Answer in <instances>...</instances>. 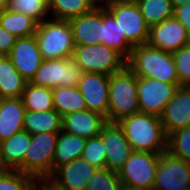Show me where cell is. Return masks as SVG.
I'll return each instance as SVG.
<instances>
[{
  "mask_svg": "<svg viewBox=\"0 0 190 190\" xmlns=\"http://www.w3.org/2000/svg\"><path fill=\"white\" fill-rule=\"evenodd\" d=\"M133 151L161 154L168 150V136L160 117L142 112L118 122Z\"/></svg>",
  "mask_w": 190,
  "mask_h": 190,
  "instance_id": "cell-1",
  "label": "cell"
},
{
  "mask_svg": "<svg viewBox=\"0 0 190 190\" xmlns=\"http://www.w3.org/2000/svg\"><path fill=\"white\" fill-rule=\"evenodd\" d=\"M127 66L137 77L180 84L172 53L142 44L133 47Z\"/></svg>",
  "mask_w": 190,
  "mask_h": 190,
  "instance_id": "cell-2",
  "label": "cell"
},
{
  "mask_svg": "<svg viewBox=\"0 0 190 190\" xmlns=\"http://www.w3.org/2000/svg\"><path fill=\"white\" fill-rule=\"evenodd\" d=\"M138 112L137 76L126 65L110 75L108 123H118Z\"/></svg>",
  "mask_w": 190,
  "mask_h": 190,
  "instance_id": "cell-3",
  "label": "cell"
},
{
  "mask_svg": "<svg viewBox=\"0 0 190 190\" xmlns=\"http://www.w3.org/2000/svg\"><path fill=\"white\" fill-rule=\"evenodd\" d=\"M34 36L44 60L73 56L75 44L69 21L50 17L38 23Z\"/></svg>",
  "mask_w": 190,
  "mask_h": 190,
  "instance_id": "cell-4",
  "label": "cell"
},
{
  "mask_svg": "<svg viewBox=\"0 0 190 190\" xmlns=\"http://www.w3.org/2000/svg\"><path fill=\"white\" fill-rule=\"evenodd\" d=\"M103 5L114 16L121 35L132 47L147 44L150 26L135 1L106 0Z\"/></svg>",
  "mask_w": 190,
  "mask_h": 190,
  "instance_id": "cell-5",
  "label": "cell"
},
{
  "mask_svg": "<svg viewBox=\"0 0 190 190\" xmlns=\"http://www.w3.org/2000/svg\"><path fill=\"white\" fill-rule=\"evenodd\" d=\"M58 133L44 132L31 135V145L26 151L19 172L33 176L37 180L48 179L53 174V160Z\"/></svg>",
  "mask_w": 190,
  "mask_h": 190,
  "instance_id": "cell-6",
  "label": "cell"
},
{
  "mask_svg": "<svg viewBox=\"0 0 190 190\" xmlns=\"http://www.w3.org/2000/svg\"><path fill=\"white\" fill-rule=\"evenodd\" d=\"M73 57L84 73L112 75L127 65V60L102 43L75 46Z\"/></svg>",
  "mask_w": 190,
  "mask_h": 190,
  "instance_id": "cell-7",
  "label": "cell"
},
{
  "mask_svg": "<svg viewBox=\"0 0 190 190\" xmlns=\"http://www.w3.org/2000/svg\"><path fill=\"white\" fill-rule=\"evenodd\" d=\"M83 74V70L73 56L43 60L30 83L50 88L77 87Z\"/></svg>",
  "mask_w": 190,
  "mask_h": 190,
  "instance_id": "cell-8",
  "label": "cell"
},
{
  "mask_svg": "<svg viewBox=\"0 0 190 190\" xmlns=\"http://www.w3.org/2000/svg\"><path fill=\"white\" fill-rule=\"evenodd\" d=\"M160 154L132 151L118 171L121 184L132 188L153 190Z\"/></svg>",
  "mask_w": 190,
  "mask_h": 190,
  "instance_id": "cell-9",
  "label": "cell"
},
{
  "mask_svg": "<svg viewBox=\"0 0 190 190\" xmlns=\"http://www.w3.org/2000/svg\"><path fill=\"white\" fill-rule=\"evenodd\" d=\"M180 84L157 79L137 77V94L140 112L160 117Z\"/></svg>",
  "mask_w": 190,
  "mask_h": 190,
  "instance_id": "cell-10",
  "label": "cell"
},
{
  "mask_svg": "<svg viewBox=\"0 0 190 190\" xmlns=\"http://www.w3.org/2000/svg\"><path fill=\"white\" fill-rule=\"evenodd\" d=\"M190 188V162L166 150L160 154L153 190Z\"/></svg>",
  "mask_w": 190,
  "mask_h": 190,
  "instance_id": "cell-11",
  "label": "cell"
},
{
  "mask_svg": "<svg viewBox=\"0 0 190 190\" xmlns=\"http://www.w3.org/2000/svg\"><path fill=\"white\" fill-rule=\"evenodd\" d=\"M147 44L173 53L190 44V34L178 20L172 17L150 27Z\"/></svg>",
  "mask_w": 190,
  "mask_h": 190,
  "instance_id": "cell-12",
  "label": "cell"
},
{
  "mask_svg": "<svg viewBox=\"0 0 190 190\" xmlns=\"http://www.w3.org/2000/svg\"><path fill=\"white\" fill-rule=\"evenodd\" d=\"M110 75L84 73L77 88L85 99L87 110L106 117L108 122Z\"/></svg>",
  "mask_w": 190,
  "mask_h": 190,
  "instance_id": "cell-13",
  "label": "cell"
},
{
  "mask_svg": "<svg viewBox=\"0 0 190 190\" xmlns=\"http://www.w3.org/2000/svg\"><path fill=\"white\" fill-rule=\"evenodd\" d=\"M99 135L107 152L105 168L118 172L133 151L123 129L118 123H107Z\"/></svg>",
  "mask_w": 190,
  "mask_h": 190,
  "instance_id": "cell-14",
  "label": "cell"
},
{
  "mask_svg": "<svg viewBox=\"0 0 190 190\" xmlns=\"http://www.w3.org/2000/svg\"><path fill=\"white\" fill-rule=\"evenodd\" d=\"M97 168L83 158L58 167L48 178L62 190H86Z\"/></svg>",
  "mask_w": 190,
  "mask_h": 190,
  "instance_id": "cell-15",
  "label": "cell"
},
{
  "mask_svg": "<svg viewBox=\"0 0 190 190\" xmlns=\"http://www.w3.org/2000/svg\"><path fill=\"white\" fill-rule=\"evenodd\" d=\"M7 56L27 82L32 80L44 60L34 35L17 38Z\"/></svg>",
  "mask_w": 190,
  "mask_h": 190,
  "instance_id": "cell-16",
  "label": "cell"
},
{
  "mask_svg": "<svg viewBox=\"0 0 190 190\" xmlns=\"http://www.w3.org/2000/svg\"><path fill=\"white\" fill-rule=\"evenodd\" d=\"M75 46L101 43L103 4H98L90 12L69 20Z\"/></svg>",
  "mask_w": 190,
  "mask_h": 190,
  "instance_id": "cell-17",
  "label": "cell"
},
{
  "mask_svg": "<svg viewBox=\"0 0 190 190\" xmlns=\"http://www.w3.org/2000/svg\"><path fill=\"white\" fill-rule=\"evenodd\" d=\"M160 120L167 136L176 130L190 126V86H179L166 105Z\"/></svg>",
  "mask_w": 190,
  "mask_h": 190,
  "instance_id": "cell-18",
  "label": "cell"
},
{
  "mask_svg": "<svg viewBox=\"0 0 190 190\" xmlns=\"http://www.w3.org/2000/svg\"><path fill=\"white\" fill-rule=\"evenodd\" d=\"M107 123L106 117L86 109L63 116L62 130L66 133L88 139L99 136L102 128Z\"/></svg>",
  "mask_w": 190,
  "mask_h": 190,
  "instance_id": "cell-19",
  "label": "cell"
},
{
  "mask_svg": "<svg viewBox=\"0 0 190 190\" xmlns=\"http://www.w3.org/2000/svg\"><path fill=\"white\" fill-rule=\"evenodd\" d=\"M26 109L22 98L0 99V140L4 141L24 130Z\"/></svg>",
  "mask_w": 190,
  "mask_h": 190,
  "instance_id": "cell-20",
  "label": "cell"
},
{
  "mask_svg": "<svg viewBox=\"0 0 190 190\" xmlns=\"http://www.w3.org/2000/svg\"><path fill=\"white\" fill-rule=\"evenodd\" d=\"M30 145L31 135L24 130L2 141V170H17L24 162L26 151Z\"/></svg>",
  "mask_w": 190,
  "mask_h": 190,
  "instance_id": "cell-21",
  "label": "cell"
},
{
  "mask_svg": "<svg viewBox=\"0 0 190 190\" xmlns=\"http://www.w3.org/2000/svg\"><path fill=\"white\" fill-rule=\"evenodd\" d=\"M86 139L64 132L58 133L55 156L53 160V172L60 166L68 164L77 158H81L85 148Z\"/></svg>",
  "mask_w": 190,
  "mask_h": 190,
  "instance_id": "cell-22",
  "label": "cell"
},
{
  "mask_svg": "<svg viewBox=\"0 0 190 190\" xmlns=\"http://www.w3.org/2000/svg\"><path fill=\"white\" fill-rule=\"evenodd\" d=\"M23 127L30 135L59 133L62 131V116L55 109L42 112L26 111Z\"/></svg>",
  "mask_w": 190,
  "mask_h": 190,
  "instance_id": "cell-23",
  "label": "cell"
},
{
  "mask_svg": "<svg viewBox=\"0 0 190 190\" xmlns=\"http://www.w3.org/2000/svg\"><path fill=\"white\" fill-rule=\"evenodd\" d=\"M26 83L9 57L0 56V99L20 98Z\"/></svg>",
  "mask_w": 190,
  "mask_h": 190,
  "instance_id": "cell-24",
  "label": "cell"
},
{
  "mask_svg": "<svg viewBox=\"0 0 190 190\" xmlns=\"http://www.w3.org/2000/svg\"><path fill=\"white\" fill-rule=\"evenodd\" d=\"M101 43L117 51L126 60L130 58L133 47L126 41L124 35H121L114 16L104 5Z\"/></svg>",
  "mask_w": 190,
  "mask_h": 190,
  "instance_id": "cell-25",
  "label": "cell"
},
{
  "mask_svg": "<svg viewBox=\"0 0 190 190\" xmlns=\"http://www.w3.org/2000/svg\"><path fill=\"white\" fill-rule=\"evenodd\" d=\"M53 105L62 117L87 109L85 99L77 87L53 88Z\"/></svg>",
  "mask_w": 190,
  "mask_h": 190,
  "instance_id": "cell-26",
  "label": "cell"
},
{
  "mask_svg": "<svg viewBox=\"0 0 190 190\" xmlns=\"http://www.w3.org/2000/svg\"><path fill=\"white\" fill-rule=\"evenodd\" d=\"M0 25L17 38H22L35 35L38 22L24 13L6 9L0 13Z\"/></svg>",
  "mask_w": 190,
  "mask_h": 190,
  "instance_id": "cell-27",
  "label": "cell"
},
{
  "mask_svg": "<svg viewBox=\"0 0 190 190\" xmlns=\"http://www.w3.org/2000/svg\"><path fill=\"white\" fill-rule=\"evenodd\" d=\"M98 3L95 0H49L51 18L67 20L90 12Z\"/></svg>",
  "mask_w": 190,
  "mask_h": 190,
  "instance_id": "cell-28",
  "label": "cell"
},
{
  "mask_svg": "<svg viewBox=\"0 0 190 190\" xmlns=\"http://www.w3.org/2000/svg\"><path fill=\"white\" fill-rule=\"evenodd\" d=\"M26 111H50L54 109L53 88L36 86L27 82L22 93Z\"/></svg>",
  "mask_w": 190,
  "mask_h": 190,
  "instance_id": "cell-29",
  "label": "cell"
},
{
  "mask_svg": "<svg viewBox=\"0 0 190 190\" xmlns=\"http://www.w3.org/2000/svg\"><path fill=\"white\" fill-rule=\"evenodd\" d=\"M135 2L150 27L173 17L174 7L170 0H135Z\"/></svg>",
  "mask_w": 190,
  "mask_h": 190,
  "instance_id": "cell-30",
  "label": "cell"
},
{
  "mask_svg": "<svg viewBox=\"0 0 190 190\" xmlns=\"http://www.w3.org/2000/svg\"><path fill=\"white\" fill-rule=\"evenodd\" d=\"M8 10L24 13L38 23L50 18L49 0H8Z\"/></svg>",
  "mask_w": 190,
  "mask_h": 190,
  "instance_id": "cell-31",
  "label": "cell"
},
{
  "mask_svg": "<svg viewBox=\"0 0 190 190\" xmlns=\"http://www.w3.org/2000/svg\"><path fill=\"white\" fill-rule=\"evenodd\" d=\"M37 181L18 170L0 171V190H35Z\"/></svg>",
  "mask_w": 190,
  "mask_h": 190,
  "instance_id": "cell-32",
  "label": "cell"
},
{
  "mask_svg": "<svg viewBox=\"0 0 190 190\" xmlns=\"http://www.w3.org/2000/svg\"><path fill=\"white\" fill-rule=\"evenodd\" d=\"M122 187L118 172L103 168L97 169L86 190H122Z\"/></svg>",
  "mask_w": 190,
  "mask_h": 190,
  "instance_id": "cell-33",
  "label": "cell"
},
{
  "mask_svg": "<svg viewBox=\"0 0 190 190\" xmlns=\"http://www.w3.org/2000/svg\"><path fill=\"white\" fill-rule=\"evenodd\" d=\"M168 151L190 162V126L176 130L168 136Z\"/></svg>",
  "mask_w": 190,
  "mask_h": 190,
  "instance_id": "cell-34",
  "label": "cell"
},
{
  "mask_svg": "<svg viewBox=\"0 0 190 190\" xmlns=\"http://www.w3.org/2000/svg\"><path fill=\"white\" fill-rule=\"evenodd\" d=\"M106 150L101 139V136H96L86 139L85 148L82 152L81 158L88 161L97 169L105 168Z\"/></svg>",
  "mask_w": 190,
  "mask_h": 190,
  "instance_id": "cell-35",
  "label": "cell"
},
{
  "mask_svg": "<svg viewBox=\"0 0 190 190\" xmlns=\"http://www.w3.org/2000/svg\"><path fill=\"white\" fill-rule=\"evenodd\" d=\"M180 86H190V44L172 53Z\"/></svg>",
  "mask_w": 190,
  "mask_h": 190,
  "instance_id": "cell-36",
  "label": "cell"
},
{
  "mask_svg": "<svg viewBox=\"0 0 190 190\" xmlns=\"http://www.w3.org/2000/svg\"><path fill=\"white\" fill-rule=\"evenodd\" d=\"M17 37L0 25V56H7L15 45Z\"/></svg>",
  "mask_w": 190,
  "mask_h": 190,
  "instance_id": "cell-37",
  "label": "cell"
},
{
  "mask_svg": "<svg viewBox=\"0 0 190 190\" xmlns=\"http://www.w3.org/2000/svg\"><path fill=\"white\" fill-rule=\"evenodd\" d=\"M173 17L178 20L190 34V1L184 5L174 7Z\"/></svg>",
  "mask_w": 190,
  "mask_h": 190,
  "instance_id": "cell-38",
  "label": "cell"
},
{
  "mask_svg": "<svg viewBox=\"0 0 190 190\" xmlns=\"http://www.w3.org/2000/svg\"><path fill=\"white\" fill-rule=\"evenodd\" d=\"M35 190H62L54 185L49 179H40L37 181Z\"/></svg>",
  "mask_w": 190,
  "mask_h": 190,
  "instance_id": "cell-39",
  "label": "cell"
},
{
  "mask_svg": "<svg viewBox=\"0 0 190 190\" xmlns=\"http://www.w3.org/2000/svg\"><path fill=\"white\" fill-rule=\"evenodd\" d=\"M172 2L173 7L184 5L185 3L189 2L190 0H170Z\"/></svg>",
  "mask_w": 190,
  "mask_h": 190,
  "instance_id": "cell-40",
  "label": "cell"
},
{
  "mask_svg": "<svg viewBox=\"0 0 190 190\" xmlns=\"http://www.w3.org/2000/svg\"><path fill=\"white\" fill-rule=\"evenodd\" d=\"M8 7V0H0V13Z\"/></svg>",
  "mask_w": 190,
  "mask_h": 190,
  "instance_id": "cell-41",
  "label": "cell"
},
{
  "mask_svg": "<svg viewBox=\"0 0 190 190\" xmlns=\"http://www.w3.org/2000/svg\"><path fill=\"white\" fill-rule=\"evenodd\" d=\"M122 190H147V189H140V188H132V187H128V186H123Z\"/></svg>",
  "mask_w": 190,
  "mask_h": 190,
  "instance_id": "cell-42",
  "label": "cell"
},
{
  "mask_svg": "<svg viewBox=\"0 0 190 190\" xmlns=\"http://www.w3.org/2000/svg\"><path fill=\"white\" fill-rule=\"evenodd\" d=\"M1 145H2V141L0 140V171L2 170V161H1Z\"/></svg>",
  "mask_w": 190,
  "mask_h": 190,
  "instance_id": "cell-43",
  "label": "cell"
},
{
  "mask_svg": "<svg viewBox=\"0 0 190 190\" xmlns=\"http://www.w3.org/2000/svg\"><path fill=\"white\" fill-rule=\"evenodd\" d=\"M98 4H103L106 0H95Z\"/></svg>",
  "mask_w": 190,
  "mask_h": 190,
  "instance_id": "cell-44",
  "label": "cell"
}]
</instances>
